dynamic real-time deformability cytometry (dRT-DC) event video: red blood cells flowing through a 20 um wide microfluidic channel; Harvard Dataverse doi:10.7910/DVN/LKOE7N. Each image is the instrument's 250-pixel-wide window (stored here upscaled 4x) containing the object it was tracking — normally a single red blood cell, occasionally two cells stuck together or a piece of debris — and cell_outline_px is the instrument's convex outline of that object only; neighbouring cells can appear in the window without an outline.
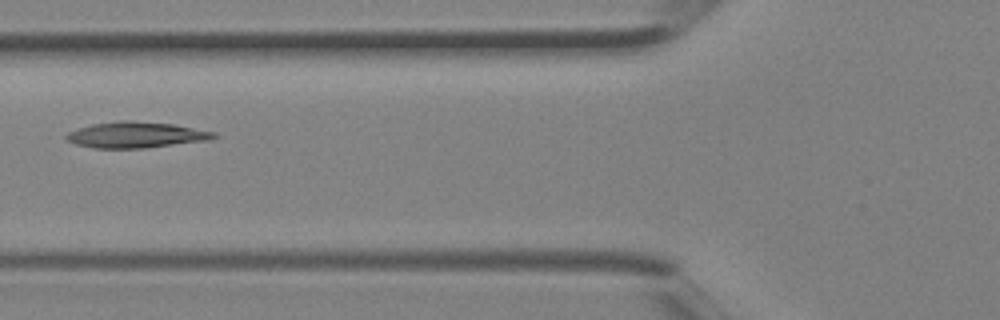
{"species": "Egyptian fruit bat (a non-hibernating species)", "species_latin": "Rousettus aegyptiacus", "temperature_condition": "room temperature", "stored_images_in_passage": 3, "camera_frame_rate_fps": 3000, "um_per_image_px": 0.085, "animal": {"sex": "female"}, "frame": {"image": 1, "passage_image": 3, "time_ms": 0.667, "image_size_px": [1000, 320], "cell_outline_px": [[220, 136], [208, 140], [144, 148], [92, 148], [76, 144], [68, 140], [64, 136], [68, 132], [92, 124], [120, 120], [132, 120], [172, 124], [216, 132]], "centroid_in_image_um": [11.57, 11.46], "position_along_channel_um": 114.2, "area_um2": 22.25}}